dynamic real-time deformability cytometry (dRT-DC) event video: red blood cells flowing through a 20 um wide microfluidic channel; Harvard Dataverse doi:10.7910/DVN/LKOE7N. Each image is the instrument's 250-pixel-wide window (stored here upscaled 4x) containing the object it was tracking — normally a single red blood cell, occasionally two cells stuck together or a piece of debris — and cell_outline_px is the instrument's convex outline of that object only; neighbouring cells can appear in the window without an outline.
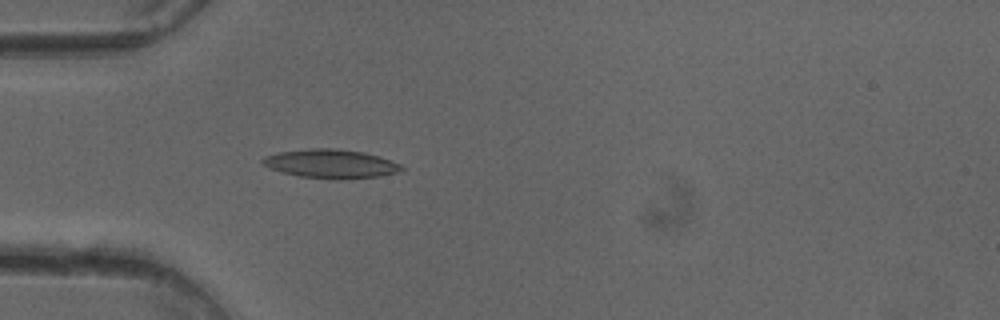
{"species": "common noctule bat (a hibernating species)", "species_latin": "Nyctalus noctula", "temperature_condition": "cold", "stored_images_in_passage": 45, "camera_frame_rate_fps": 3000, "um_per_image_px": 0.085, "animal": {"sex": "female"}, "frame": {"image": 1, "passage_image": 9, "time_ms": 2.667, "image_size_px": [1000, 320], "cell_outline_px": [[404, 168], [396, 172], [380, 176], [348, 180], [336, 180], [300, 176], [280, 172], [260, 164], [260, 160], [264, 156], [280, 152], [312, 148], [336, 148], [364, 152], [380, 156], [400, 164]], "centroid_in_image_um": [28.1, 13.93], "position_along_channel_um": 56.9, "area_um2": 23.64}}
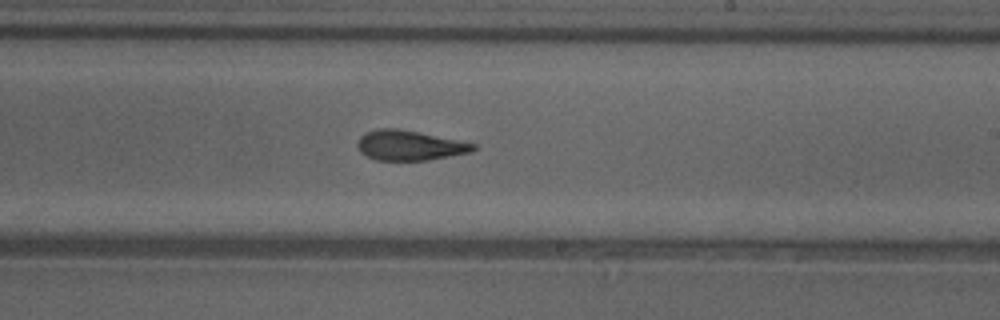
{"frame": {"image": 2, "passage_image": 24, "time_ms": 7.667, "image_size_px": [1000, 320], "cell_outline_px": [[476, 148], [472, 152], [428, 160], [376, 160], [360, 152], [356, 144], [360, 136], [364, 132], [376, 128], [400, 128], [420, 132], [476, 144]], "centroid_in_image_um": [34.78, 12.34], "position_along_channel_um": 254.2, "area_um2": 20.35}}
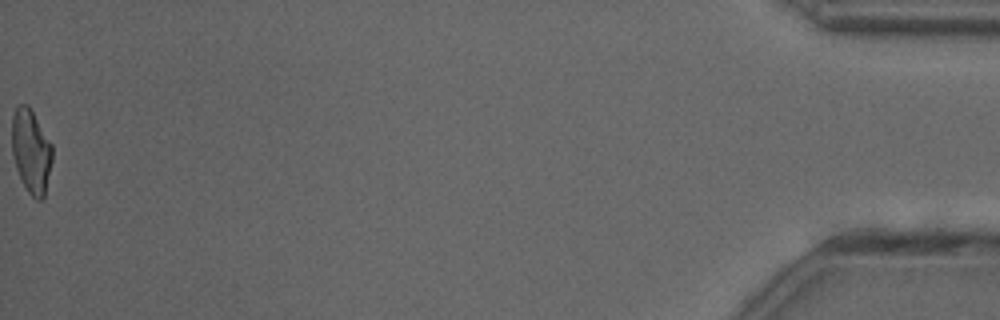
{"frame": {"image": 3, "passage_image": 45, "time_ms": 14.667, "image_size_px": [1000, 320], "cell_outline_px": [[52, 160], [44, 196], [40, 200], [36, 200], [28, 192], [16, 168], [12, 156], [12, 116], [16, 108], [20, 104], [28, 104], [52, 144]], "centroid_in_image_um": [2.64, 12.84], "position_along_channel_um": 432.6, "area_um2": 19.59}, "authors_computed_cell_mechanics": {"area_um2": 20.808, "velocity_mm_per_s": 4.0481, "shape_relaxation_time_tau1_ms": null, "shape_relaxation_time_tau2_ms": 2.3994, "deformation_change_tau1": null, "deformation_change_tau2": 0.1051}}